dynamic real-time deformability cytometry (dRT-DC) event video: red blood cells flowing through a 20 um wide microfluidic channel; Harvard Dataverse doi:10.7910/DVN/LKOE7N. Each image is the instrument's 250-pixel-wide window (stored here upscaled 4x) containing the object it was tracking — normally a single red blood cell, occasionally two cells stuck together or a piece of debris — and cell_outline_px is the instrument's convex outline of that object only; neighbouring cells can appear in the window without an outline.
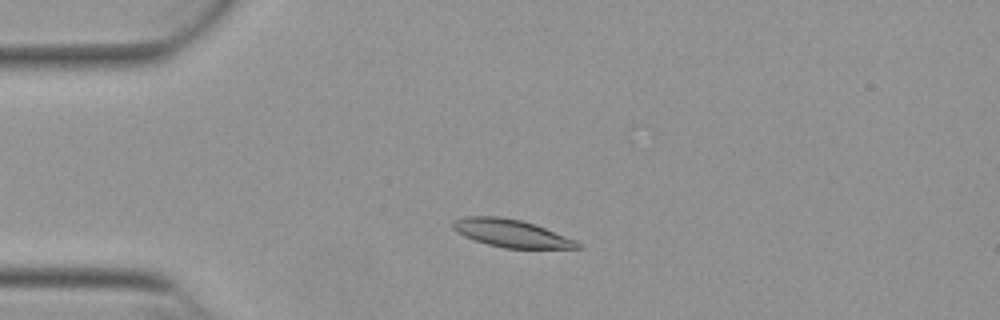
{"species": "Egyptian fruit bat (a non-hibernating species)", "species_latin": "Rousettus aegyptiacus", "temperature_condition": "warm", "stored_images_in_passage": 49, "camera_frame_rate_fps": 3000, "um_per_image_px": 0.085, "animal": {"sex": "female"}, "frame": {"image": 1, "passage_image": 9, "time_ms": 2.667, "image_size_px": [1000, 320], "cell_outline_px": [[580, 248], [504, 248], [488, 244], [464, 236], [456, 232], [452, 228], [452, 220], [464, 216], [500, 216], [520, 220], [536, 224], [576, 240], [580, 244]], "centroid_in_image_um": [43.42, 19.81], "position_along_channel_um": 41.6, "area_um2": 20.11}}
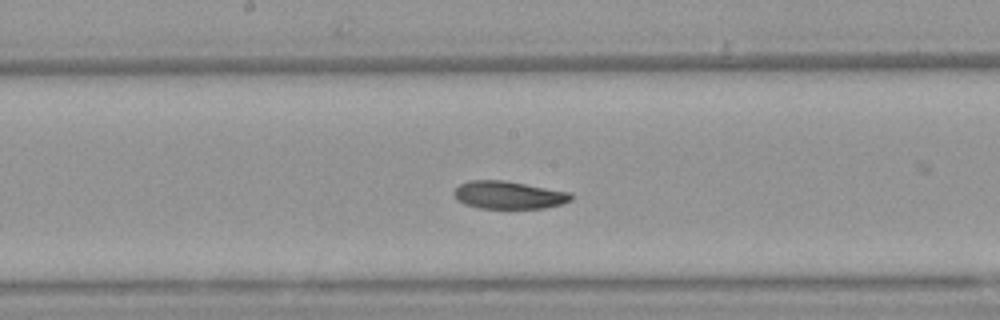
{"frame": {"image": 2, "passage_image": 24, "time_ms": 7.667, "image_size_px": [1000, 320], "cell_outline_px": [[572, 200], [564, 204], [544, 208], [480, 208], [464, 204], [456, 200], [452, 192], [460, 184], [468, 180], [504, 180], [572, 192]], "centroid_in_image_um": [43.24, 16.57], "position_along_channel_um": 205.0, "area_um2": 19.19}}
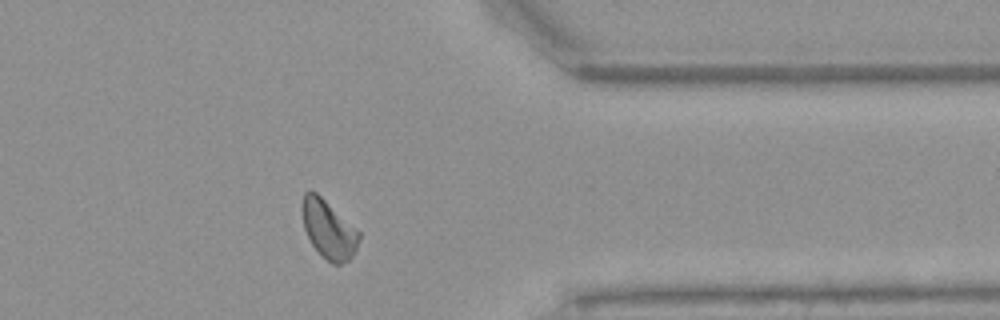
{"frame": {"image": 3, "passage_image": 39, "time_ms": 12.667, "image_size_px": [1000, 320], "cell_outline_px": [[360, 240], [352, 256], [348, 260], [340, 264], [332, 264], [312, 244], [304, 228], [300, 208], [300, 204], [304, 192], [316, 192], [360, 232]], "centroid_in_image_um": [27.91, 19.47], "position_along_channel_um": 383.5, "area_um2": 19.07}, "authors_computed_cell_mechanics": {"area_um2": 19.7098, "velocity_mm_per_s": 3.8278, "shape_relaxation_time_tau1_ms": 4.383, "shape_relaxation_time_tau2_ms": 10.3555, "deformation_change_tau1": 0.1425, "deformation_change_tau2": 0.1601}}